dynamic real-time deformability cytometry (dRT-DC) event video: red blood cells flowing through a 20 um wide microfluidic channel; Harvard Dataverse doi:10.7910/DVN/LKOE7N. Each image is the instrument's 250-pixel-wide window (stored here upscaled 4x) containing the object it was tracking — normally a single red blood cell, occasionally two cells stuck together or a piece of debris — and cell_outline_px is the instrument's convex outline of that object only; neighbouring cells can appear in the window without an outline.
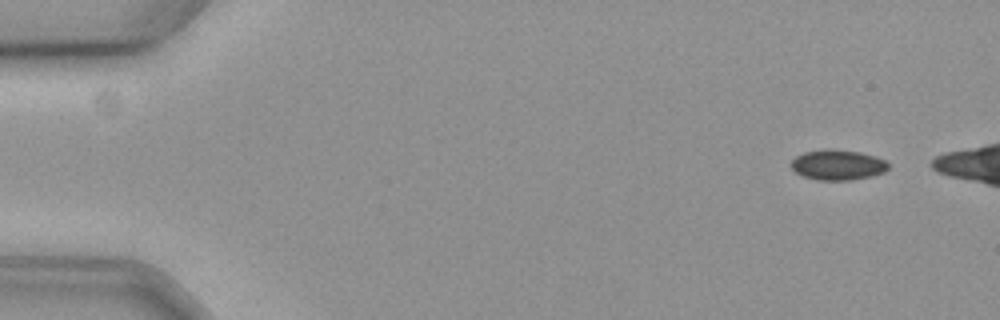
{"species": "common noctule bat (a hibernating species)", "species_latin": "Nyctalus noctula", "temperature_condition": "cold", "stored_images_in_passage": 49, "camera_frame_rate_fps": 3000, "um_per_image_px": 0.085, "animal": {"sex": "female", "body_mass_g": 19.3, "forearm_length_mm": 54.1}, "frame": {"image": 1, "passage_image": 1, "time_ms": 0.0, "image_size_px": [1000, 320], "cell_outline_px": [[888, 168], [884, 172], [872, 176], [852, 180], [816, 180], [804, 176], [796, 172], [792, 168], [792, 160], [796, 156], [804, 152], [824, 148], [832, 148], [860, 152], [876, 156], [884, 160], [888, 164]], "centroid_in_image_um": [71.21, 14.0], "position_along_channel_um": 13.8, "area_um2": 17.28}}
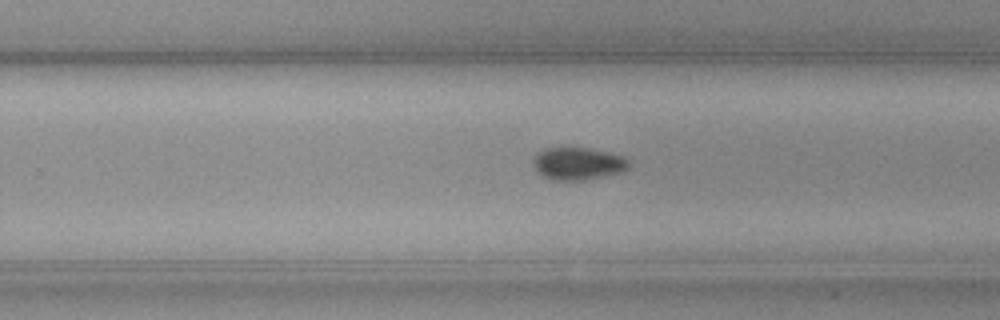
{"frame": {"image": 2, "passage_image": 34, "time_ms": 11.0, "image_size_px": [1000, 320], "cell_outline_px": [[628, 168], [624, 172], [588, 180], [552, 180], [544, 176], [536, 168], [532, 160], [540, 152], [548, 148], [588, 148], [608, 152], [624, 156], [628, 160]], "centroid_in_image_um": [49.19, 13.92], "position_along_channel_um": 280.6, "area_um2": 17.98}}
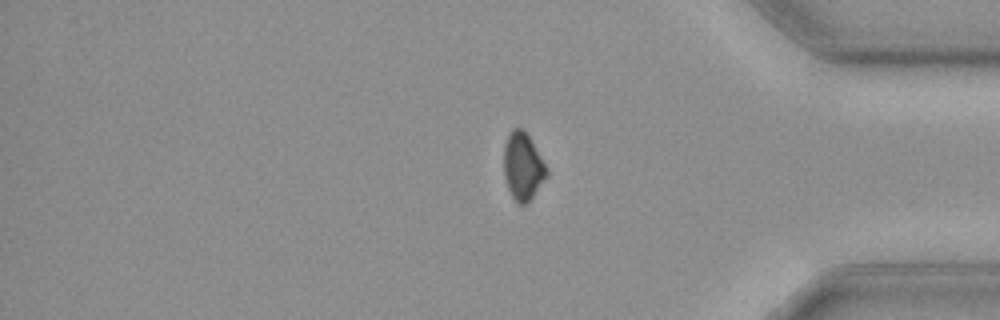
{"frame": {"image": 3, "passage_image": 45, "time_ms": 14.667, "image_size_px": [1000, 320], "cell_outline_px": [[548, 176], [532, 196], [524, 204], [520, 204], [512, 196], [508, 188], [504, 176], [504, 144], [508, 132], [512, 128], [524, 128], [548, 168]], "centroid_in_image_um": [44.44, 14.08], "position_along_channel_um": 390.8, "area_um2": 16.82}, "authors_computed_cell_mechanics": {"area_um2": 17.5712, "velocity_mm_per_s": 3.5821, "shape_relaxation_time_tau1_ms": 2.1205, "shape_relaxation_time_tau2_ms": null, "deformation_change_tau1": 0.0538, "deformation_change_tau2": null}}